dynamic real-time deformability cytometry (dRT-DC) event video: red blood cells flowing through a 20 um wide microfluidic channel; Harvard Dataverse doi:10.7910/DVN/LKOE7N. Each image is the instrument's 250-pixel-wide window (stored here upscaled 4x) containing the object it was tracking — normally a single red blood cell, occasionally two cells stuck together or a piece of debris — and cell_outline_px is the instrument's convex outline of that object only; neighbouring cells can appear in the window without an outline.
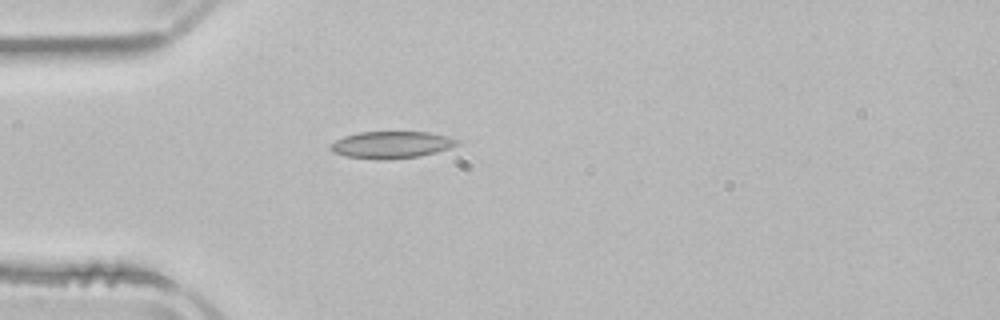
{"species": "common noctule bat (a hibernating species)", "species_latin": "Nyctalus noctula", "temperature_condition": "room temperature", "stored_images_in_passage": 1, "camera_frame_rate_fps": 3000, "um_per_image_px": 0.085, "animal": {"sex": "male", "body_mass_g": 21.5, "forearm_length_mm": 52.0}, "frame": {"image": 1, "passage_image": 1, "time_ms": 0.0, "image_size_px": [1000, 320], "cell_outline_px": [[460, 140], [456, 144], [448, 148], [436, 152], [420, 156], [388, 160], [380, 160], [344, 156], [332, 152], [328, 148], [328, 144], [344, 136], [360, 132], [428, 132], [448, 136]], "centroid_in_image_um": [33.21, 12.31], "position_along_channel_um": 51.8, "area_um2": 20.06}}